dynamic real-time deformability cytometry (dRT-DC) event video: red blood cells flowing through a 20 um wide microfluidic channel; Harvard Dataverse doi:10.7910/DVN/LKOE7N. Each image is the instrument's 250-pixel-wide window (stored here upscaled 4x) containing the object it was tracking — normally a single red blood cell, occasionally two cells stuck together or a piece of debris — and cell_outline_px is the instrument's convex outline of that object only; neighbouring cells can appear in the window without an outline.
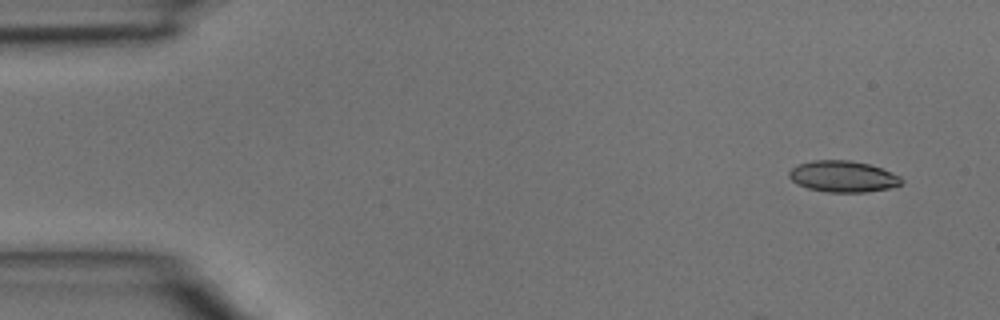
{"species": "common noctule bat (a hibernating species)", "species_latin": "Nyctalus noctula", "temperature_condition": "room temperature", "stored_images_in_passage": 4, "camera_frame_rate_fps": 3000, "um_per_image_px": 0.085, "animal": {"sex": "male", "body_mass_g": 15.6}, "frame": {"image": 1, "passage_image": 1, "time_ms": 0.0, "image_size_px": [1000, 320], "cell_outline_px": [[904, 180], [900, 184], [888, 188], [864, 192], [828, 192], [808, 188], [792, 180], [788, 176], [788, 172], [796, 164], [812, 160], [852, 160], [868, 164], [880, 168], [900, 176]], "centroid_in_image_um": [71.62, 14.98], "position_along_channel_um": 13.4, "area_um2": 20.35}}
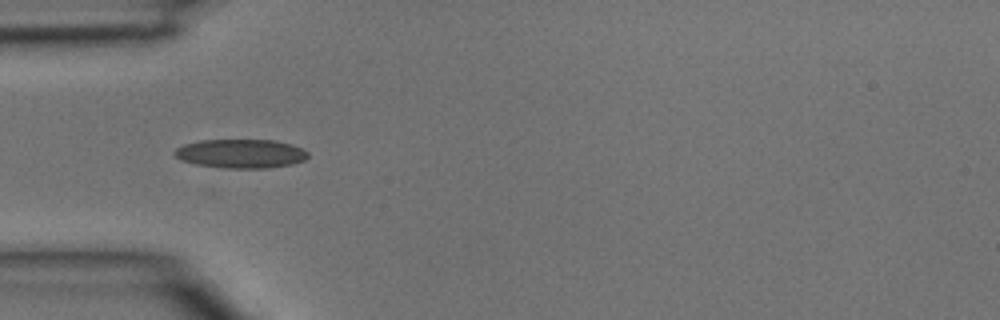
{"frame": {"image": 2, "passage_image": 3, "time_ms": 0.667, "image_size_px": [1000, 320], "cell_outline_px": [[308, 156], [304, 160], [292, 164], [268, 168], [224, 168], [196, 164], [180, 160], [172, 152], [176, 148], [184, 144], [200, 140], [276, 140], [292, 144], [308, 152]], "centroid_in_image_um": [20.46, 13.05], "position_along_channel_um": 64.5, "area_um2": 22.54}}